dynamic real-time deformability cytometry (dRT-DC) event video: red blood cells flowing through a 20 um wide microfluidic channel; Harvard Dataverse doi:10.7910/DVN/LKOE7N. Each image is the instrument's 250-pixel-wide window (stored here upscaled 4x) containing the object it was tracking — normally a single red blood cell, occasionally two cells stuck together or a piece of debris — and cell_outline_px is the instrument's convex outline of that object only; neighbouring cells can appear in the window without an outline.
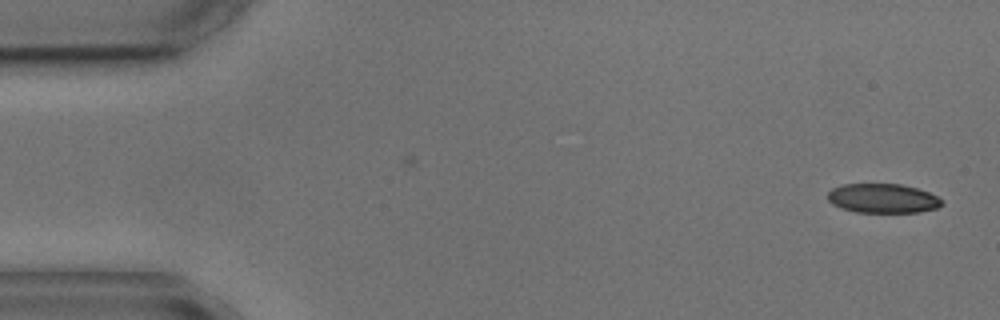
{"species": "common noctule bat (a hibernating species)", "species_latin": "Nyctalus noctula", "temperature_condition": "cold", "stored_images_in_passage": 2, "camera_frame_rate_fps": 3000, "um_per_image_px": 0.085, "animal": {"sex": "male", "body_mass_g": 17.9, "forearm_length_mm": 54.2}, "frame": {"image": 1, "passage_image": 2, "time_ms": 1.333, "image_size_px": [1000, 320], "cell_outline_px": [[944, 204], [936, 208], [920, 212], [856, 212], [840, 208], [832, 204], [828, 200], [828, 192], [832, 188], [844, 184], [900, 184], [916, 188], [928, 192], [944, 200]], "centroid_in_image_um": [75.04, 16.86], "position_along_channel_um": 10.0, "area_um2": 19.54}}